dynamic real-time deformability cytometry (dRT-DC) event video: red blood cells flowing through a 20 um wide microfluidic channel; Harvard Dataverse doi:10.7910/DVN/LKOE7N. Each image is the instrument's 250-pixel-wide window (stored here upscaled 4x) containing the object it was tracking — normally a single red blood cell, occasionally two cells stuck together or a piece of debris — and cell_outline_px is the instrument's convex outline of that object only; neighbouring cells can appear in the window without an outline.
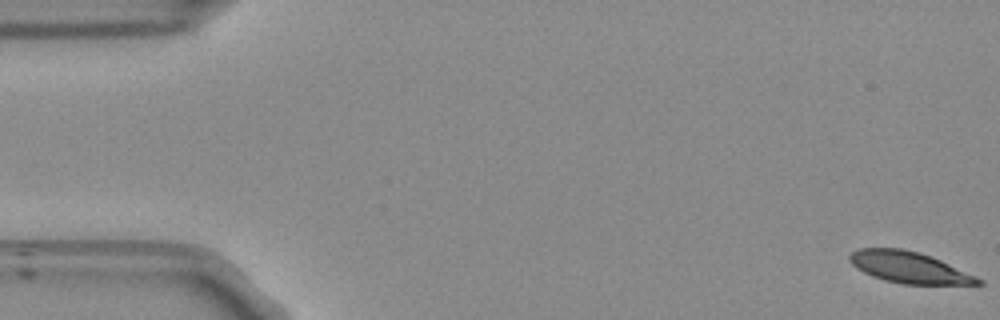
{"species": "Egyptian fruit bat (a non-hibernating species)", "species_latin": "Rousettus aegyptiacus", "temperature_condition": "room temperature", "stored_images_in_passage": 53, "camera_frame_rate_fps": 3000, "um_per_image_px": 0.085, "frame": {"image": 1, "passage_image": 1, "time_ms": 0.0, "image_size_px": [1000, 320], "cell_outline_px": [[984, 284], [900, 284], [884, 280], [872, 276], [856, 268], [848, 260], [848, 256], [852, 252], [860, 248], [900, 248], [916, 252], [940, 260], [984, 280]], "centroid_in_image_um": [77.23, 22.73], "position_along_channel_um": 7.8, "area_um2": 23.18}}
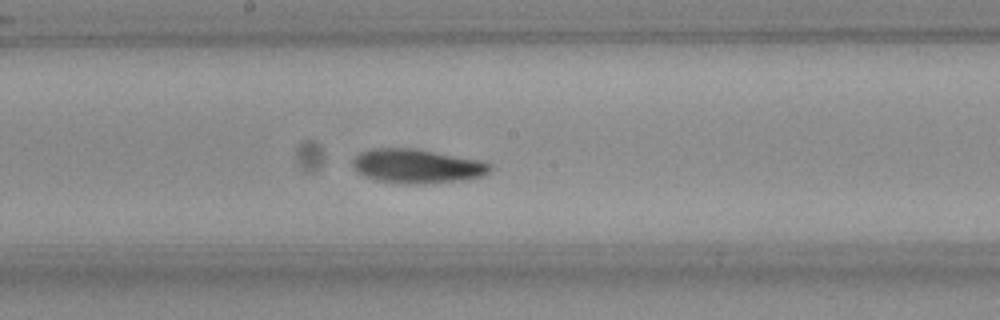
{"frame": {"image": 2, "passage_image": 28, "time_ms": 9.0, "image_size_px": [1000, 320], "cell_outline_px": [[492, 168], [488, 172], [480, 176], [464, 180], [420, 184], [400, 184], [376, 180], [360, 172], [356, 168], [356, 156], [360, 152], [372, 148], [408, 148], [484, 160], [492, 164]], "centroid_in_image_um": [35.53, 14.13], "position_along_channel_um": 212.7, "area_um2": 26.93}}
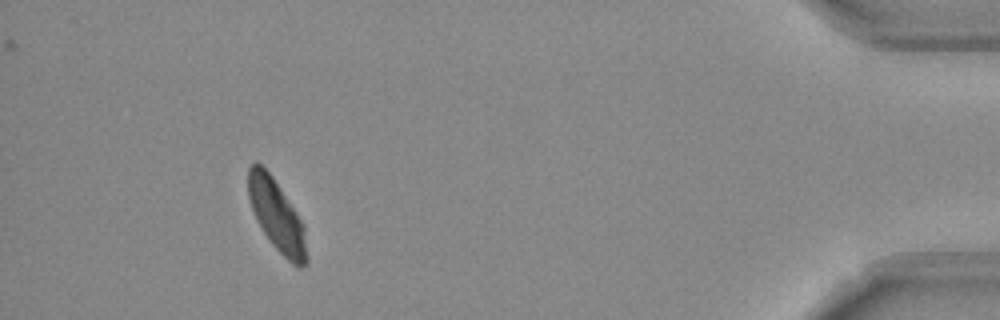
{"frame": {"image": 3, "passage_image": 49, "time_ms": 16.0, "image_size_px": [1000, 320], "cell_outline_px": [[308, 260], [300, 268], [296, 268], [272, 244], [256, 220], [248, 196], [248, 168], [256, 160], [272, 176], [304, 224]], "centroid_in_image_um": [23.53, 18.34], "position_along_channel_um": 411.7, "area_um2": 24.1}, "authors_computed_cell_mechanics": {"area_um2": 25.5476, "velocity_mm_per_s": 3.7894, "shape_relaxation_time_tau1_ms": 4.4907, "shape_relaxation_time_tau2_ms": 3.3458, "deformation_change_tau1": 0.1568, "deformation_change_tau2": 0.0797}}